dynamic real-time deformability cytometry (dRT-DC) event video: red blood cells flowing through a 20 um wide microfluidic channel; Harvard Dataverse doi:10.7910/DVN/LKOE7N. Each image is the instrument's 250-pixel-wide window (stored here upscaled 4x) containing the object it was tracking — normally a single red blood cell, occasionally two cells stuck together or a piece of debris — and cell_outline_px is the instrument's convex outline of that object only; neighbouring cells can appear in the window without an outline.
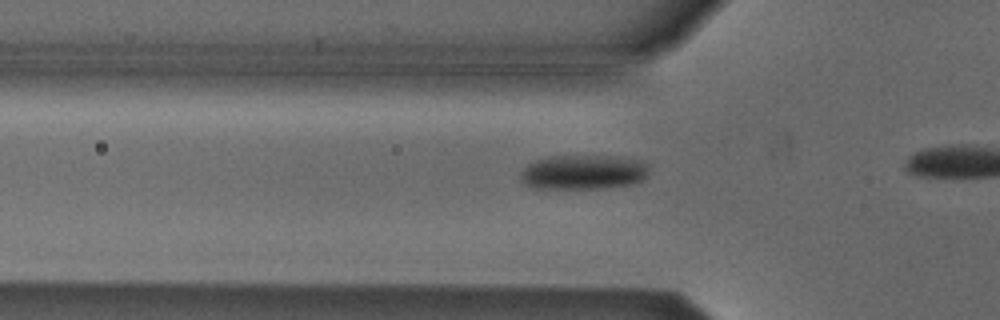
{"species": "Egyptian fruit bat (a non-hibernating species)", "species_latin": "Rousettus aegyptiacus", "temperature_condition": "cold", "stored_images_in_passage": 14, "camera_frame_rate_fps": 3000, "um_per_image_px": 0.085, "animal": {"sex": "male"}, "frame": {"image": 1, "passage_image": 8, "time_ms": 2.333, "image_size_px": [1000, 320], "cell_outline_px": [[652, 164], [648, 176], [644, 180], [632, 184], [604, 188], [536, 188], [524, 184], [520, 180], [520, 172], [528, 164], [536, 160], [548, 156], [612, 156], [644, 160]], "centroid_in_image_um": [49.66, 14.62], "position_along_channel_um": 76.1, "area_um2": 26.41}}
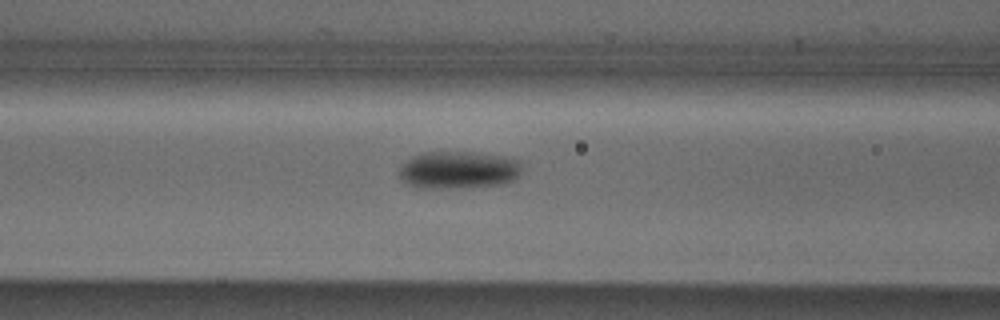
{"frame": {"image": 2, "passage_image": 12, "time_ms": 3.667, "image_size_px": [1000, 320], "cell_outline_px": [[520, 172], [512, 180], [504, 184], [448, 188], [416, 188], [404, 184], [400, 180], [400, 164], [412, 156], [424, 152], [472, 152], [500, 156], [520, 160]], "centroid_in_image_um": [38.88, 14.45], "position_along_channel_um": 127.7, "area_um2": 26.88}}